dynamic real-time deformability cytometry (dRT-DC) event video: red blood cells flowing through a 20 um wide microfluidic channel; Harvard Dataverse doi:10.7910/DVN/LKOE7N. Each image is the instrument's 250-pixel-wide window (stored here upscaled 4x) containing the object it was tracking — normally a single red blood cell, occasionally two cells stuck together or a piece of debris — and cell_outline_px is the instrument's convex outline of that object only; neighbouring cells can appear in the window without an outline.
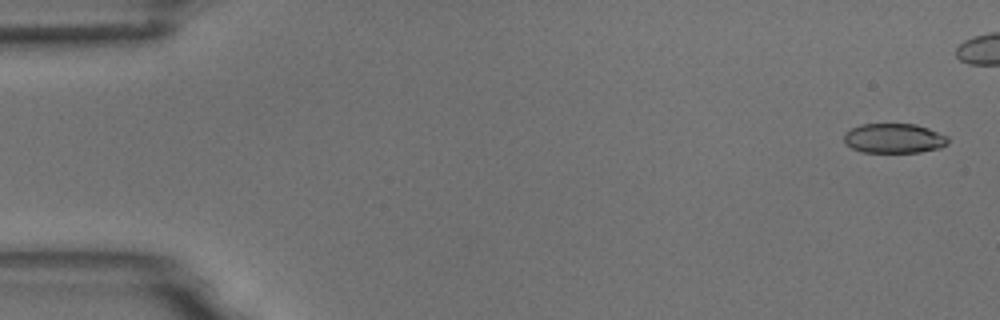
{"species": "common noctule bat (a hibernating species)", "species_latin": "Nyctalus noctula", "temperature_condition": "room temperature", "stored_images_in_passage": 6, "camera_frame_rate_fps": 3000, "um_per_image_px": 0.085, "animal": {"sex": "male", "body_mass_g": 18.8}, "frame": {"image": 1, "passage_image": 1, "time_ms": 0.0, "image_size_px": [1000, 320], "cell_outline_px": [[948, 144], [940, 148], [920, 152], [860, 152], [844, 144], [844, 132], [860, 124], [916, 124], [928, 128], [948, 136]], "centroid_in_image_um": [75.97, 11.76], "position_along_channel_um": 9.0, "area_um2": 18.15}}
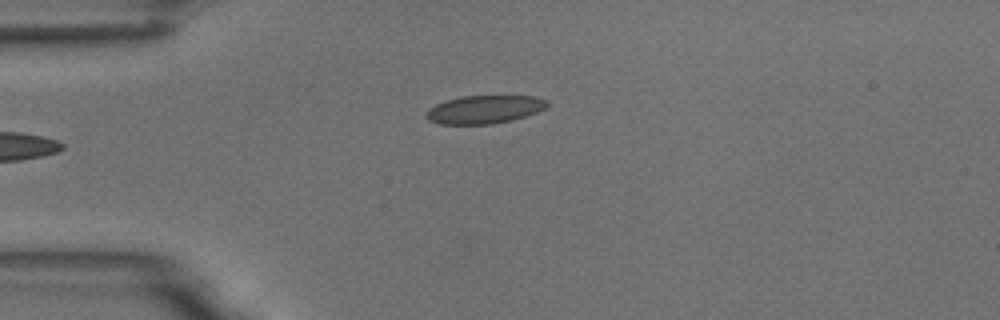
{"frame": {"image": 2, "passage_image": 6, "time_ms": 5.667, "image_size_px": [1000, 320], "cell_outline_px": [[548, 104], [544, 108], [536, 112], [512, 120], [492, 124], [440, 124], [428, 120], [424, 116], [424, 112], [428, 108], [436, 104], [460, 96], [532, 96], [548, 100]], "centroid_in_image_um": [41.12, 9.3], "position_along_channel_um": 43.9, "area_um2": 19.83}}